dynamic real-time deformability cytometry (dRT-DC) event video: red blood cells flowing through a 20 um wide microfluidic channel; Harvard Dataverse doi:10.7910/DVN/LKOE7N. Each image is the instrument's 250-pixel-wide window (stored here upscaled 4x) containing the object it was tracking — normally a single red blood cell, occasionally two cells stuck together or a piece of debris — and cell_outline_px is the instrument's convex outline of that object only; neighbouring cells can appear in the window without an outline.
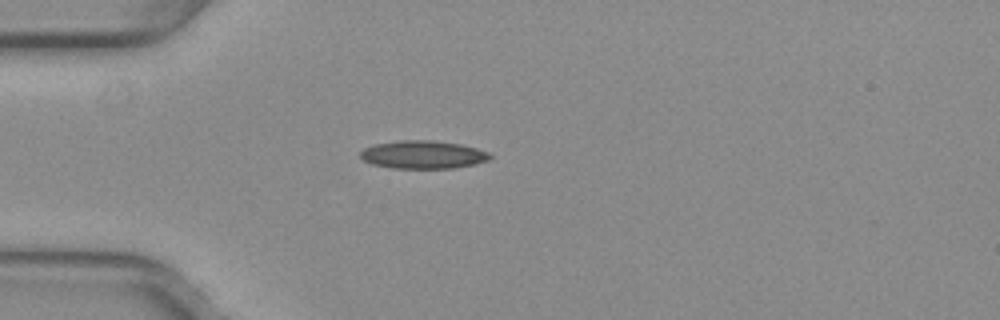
{"species": "common noctule bat (a hibernating species)", "species_latin": "Nyctalus noctula", "temperature_condition": "warm", "stored_images_in_passage": 38, "camera_frame_rate_fps": 3000, "um_per_image_px": 0.085, "animal": {"sex": "female", "body_mass_g": 29.2, "forearm_length_mm": 56.3}, "frame": {"image": 1, "passage_image": 1, "time_ms": 0.0, "image_size_px": [1000, 320], "cell_outline_px": [[492, 160], [476, 164], [452, 168], [392, 168], [372, 164], [364, 160], [360, 156], [360, 152], [364, 148], [376, 144], [404, 140], [432, 140], [460, 144], [476, 148], [488, 152], [492, 156]], "centroid_in_image_um": [36.0, 13.15], "position_along_channel_um": 49.0, "area_um2": 21.15}}
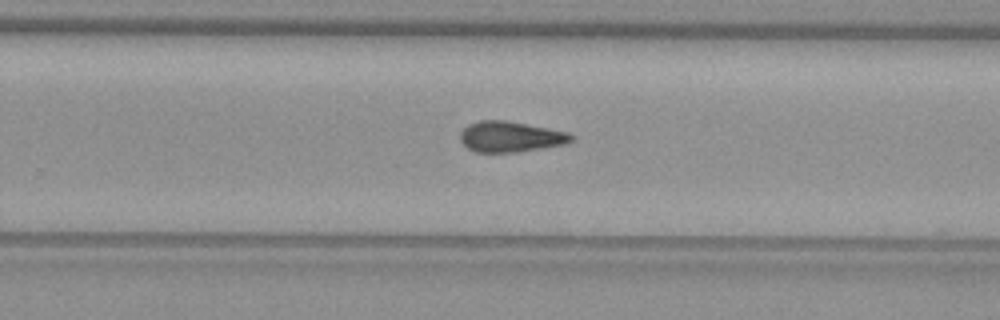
{"frame": {"image": 2, "passage_image": 20, "time_ms": 6.333, "image_size_px": [1000, 320], "cell_outline_px": [[572, 140], [568, 144], [516, 152], [476, 152], [468, 148], [460, 140], [460, 132], [468, 124], [480, 120], [508, 120], [568, 132], [572, 136]], "centroid_in_image_um": [43.38, 11.61], "position_along_channel_um": 286.4, "area_um2": 19.88}}
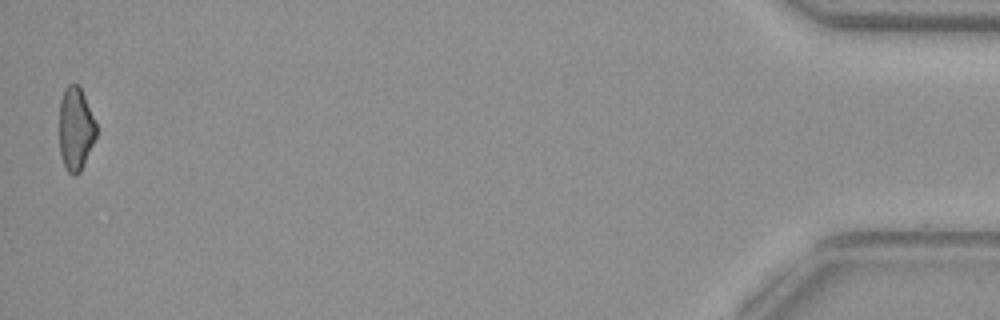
{"frame": {"image": 3, "passage_image": 38, "time_ms": 12.333, "image_size_px": [1000, 320], "cell_outline_px": [[96, 136], [80, 172], [76, 176], [72, 176], [68, 172], [60, 156], [60, 100], [64, 88], [68, 84], [76, 84], [80, 88], [84, 96], [96, 124]], "centroid_in_image_um": [6.41, 10.97], "position_along_channel_um": 428.8, "area_um2": 17.69}, "authors_computed_cell_mechanics": {"area_um2": 19.8832, "velocity_mm_per_s": 3.984, "shape_relaxation_time_tau1_ms": null, "shape_relaxation_time_tau2_ms": 2.8753, "deformation_change_tau1": null, "deformation_change_tau2": 0.1089}}